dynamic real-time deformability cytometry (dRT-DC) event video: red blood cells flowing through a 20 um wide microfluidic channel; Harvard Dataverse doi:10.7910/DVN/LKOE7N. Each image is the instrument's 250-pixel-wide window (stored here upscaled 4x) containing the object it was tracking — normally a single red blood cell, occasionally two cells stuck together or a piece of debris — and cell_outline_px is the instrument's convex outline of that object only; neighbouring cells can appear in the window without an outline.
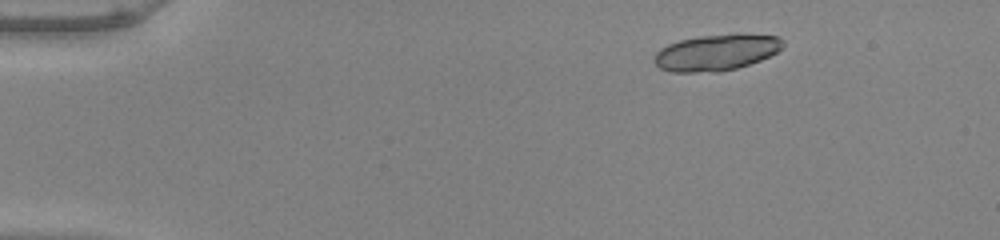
{"species": "common noctule bat (a hibernating species)", "species_latin": "Nyctalus noctula", "temperature_condition": "warm", "stored_images_in_passage": 45, "camera_frame_rate_fps": 3000, "um_per_image_px": 0.085, "animal": {"sex": "male", "body_mass_g": 20.0, "forearm_length_mm": 53.3}, "frame": {"image": 1, "passage_image": 1, "time_ms": 0.0, "image_size_px": [1000, 240], "cell_outline_px": [[784, 44], [776, 52], [760, 60], [736, 68], [720, 72], [672, 72], [660, 68], [652, 60], [656, 52], [660, 48], [668, 44], [680, 40], [700, 36], [732, 32], [740, 32], [780, 36], [784, 40]], "centroid_in_image_um": [60.9, 4.43], "position_along_channel_um": 24.1, "area_um2": 27.69}, "authors_computed_cell_mechanics": {"area_um2": 17.4556, "velocity_mm_per_s": 3.957, "shape_relaxation_time_tau1_ms": 2.052, "shape_relaxation_time_tau2_ms": 3.5251, "deformation_change_tau1": 0.106, "deformation_change_tau2": 0.0771}}